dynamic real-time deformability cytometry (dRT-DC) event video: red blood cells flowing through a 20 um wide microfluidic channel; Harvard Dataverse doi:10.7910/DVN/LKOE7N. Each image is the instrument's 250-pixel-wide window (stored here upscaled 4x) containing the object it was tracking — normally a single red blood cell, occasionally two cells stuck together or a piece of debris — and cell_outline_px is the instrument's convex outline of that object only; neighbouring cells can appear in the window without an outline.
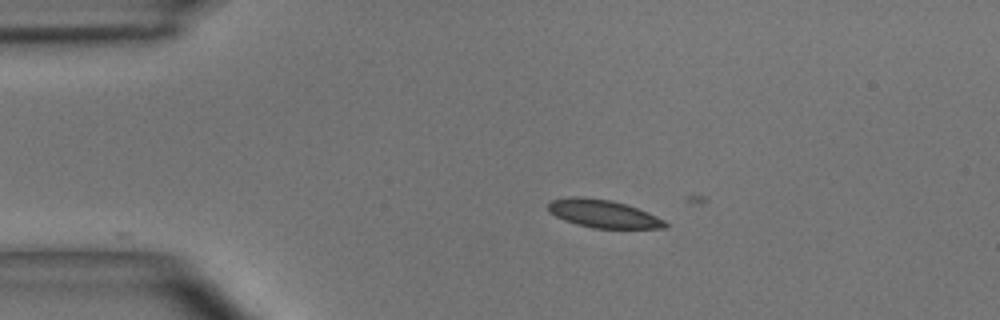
{"species": "common noctule bat (a hibernating species)", "species_latin": "Nyctalus noctula", "temperature_condition": "room temperature", "stored_images_in_passage": 5, "camera_frame_rate_fps": 3000, "um_per_image_px": 0.085, "animal": {"sex": "male", "body_mass_g": 15.6}, "frame": {"image": 1, "passage_image": 1, "time_ms": 0.0, "image_size_px": [1000, 320], "cell_outline_px": [[668, 228], [592, 228], [576, 224], [564, 220], [548, 212], [548, 204], [552, 200], [572, 196], [580, 196], [612, 200], [648, 212], [664, 220], [668, 224]], "centroid_in_image_um": [51.25, 18.17], "position_along_channel_um": 33.7, "area_um2": 19.02}}